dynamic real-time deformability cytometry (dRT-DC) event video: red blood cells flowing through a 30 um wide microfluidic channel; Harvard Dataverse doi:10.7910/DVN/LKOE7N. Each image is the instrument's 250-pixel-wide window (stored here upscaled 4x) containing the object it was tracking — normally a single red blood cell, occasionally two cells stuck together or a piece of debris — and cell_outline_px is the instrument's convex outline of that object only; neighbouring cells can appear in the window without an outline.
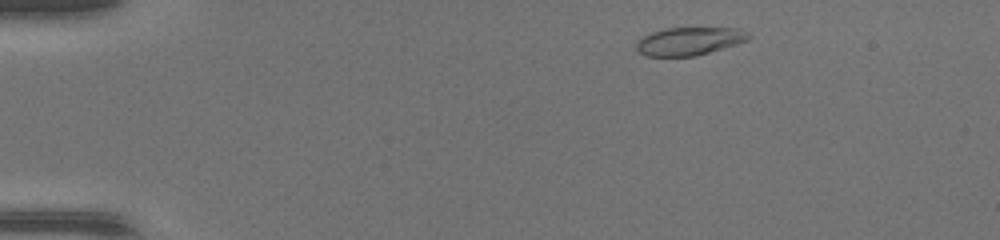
{"species": "common noctule bat (a hibernating species)", "species_latin": "Nyctalus noctula", "temperature_condition": "warm", "stored_images_in_passage": 42, "camera_frame_rate_fps": 3000, "um_per_image_px": 0.085, "animal": {"sex": "female", "body_mass_g": 17.0, "forearm_length_mm": 48.0}, "frame": {"image": 1, "passage_image": 3, "time_ms": 0.667, "image_size_px": [1000, 240], "cell_outline_px": [[752, 36], [748, 40], [736, 44], [696, 56], [644, 56], [636, 48], [636, 44], [644, 36], [652, 32], [668, 28], [736, 28], [748, 32]], "centroid_in_image_um": [58.61, 3.5], "position_along_channel_um": 26.4, "area_um2": 18.15}}
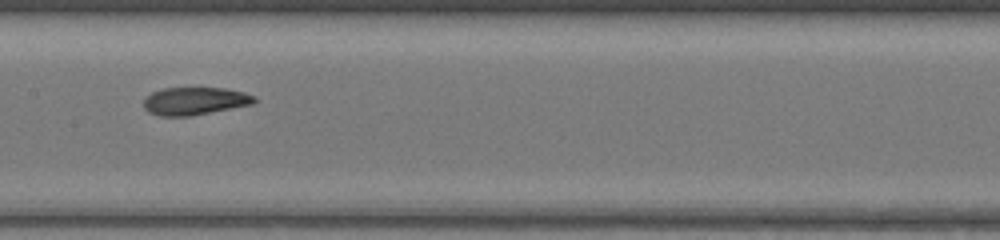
{"frame": {"image": 2, "passage_image": 20, "time_ms": 6.333, "image_size_px": [1000, 240], "cell_outline_px": [[256, 104], [192, 116], [160, 116], [148, 112], [144, 108], [144, 96], [152, 92], [164, 88], [224, 88], [244, 92], [256, 96]], "centroid_in_image_um": [16.58, 8.59], "position_along_channel_um": 190.8, "area_um2": 18.21}}
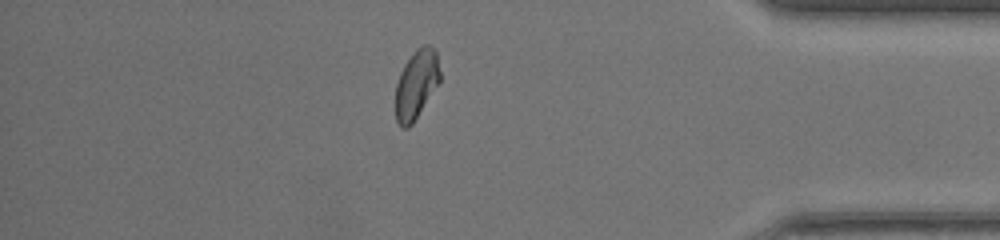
{"frame": {"image": 3, "passage_image": 36, "time_ms": 11.667, "image_size_px": [1000, 240], "cell_outline_px": [[440, 80], [412, 124], [408, 128], [400, 128], [396, 120], [396, 84], [400, 72], [404, 64], [412, 52], [416, 48], [424, 44], [428, 44], [436, 48], [440, 72]], "centroid_in_image_um": [35.38, 7.13], "position_along_channel_um": 399.8, "area_um2": 17.92}}